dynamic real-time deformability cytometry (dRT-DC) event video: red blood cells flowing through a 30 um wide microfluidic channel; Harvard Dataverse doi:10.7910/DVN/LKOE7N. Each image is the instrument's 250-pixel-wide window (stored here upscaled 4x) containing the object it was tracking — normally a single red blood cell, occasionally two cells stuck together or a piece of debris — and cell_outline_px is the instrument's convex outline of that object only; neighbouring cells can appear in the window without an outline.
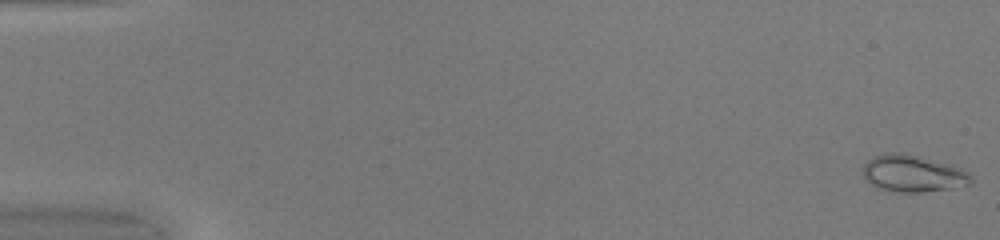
{"species": "common noctule bat (a hibernating species)", "species_latin": "Nyctalus noctula", "temperature_condition": "warm", "stored_images_in_passage": 50, "camera_frame_rate_fps": 3000, "um_per_image_px": 0.085, "animal": {"sex": "female", "body_mass_g": 20.0, "forearm_length_mm": 54.0}, "frame": {"image": 1, "passage_image": 1, "time_ms": 0.0, "image_size_px": [1000, 240], "cell_outline_px": [[972, 184], [948, 188], [920, 192], [896, 192], [876, 188], [864, 176], [864, 164], [868, 160], [876, 156], [888, 152], [900, 152], [952, 164], [960, 168], [972, 176]], "centroid_in_image_um": [77.6, 14.75], "position_along_channel_um": 7.4, "area_um2": 23.0}}
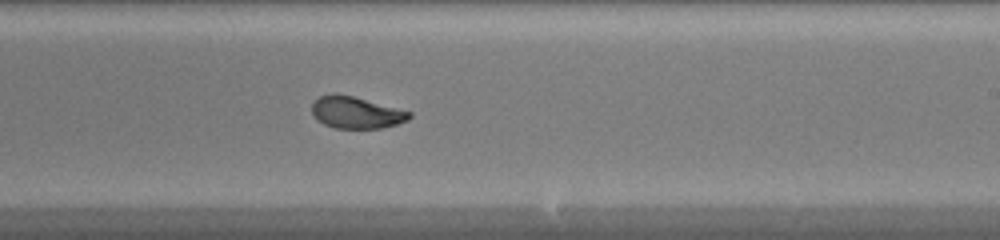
{"frame": {"image": 2, "passage_image": 31, "time_ms": 10.0, "image_size_px": [1000, 240], "cell_outline_px": [[412, 116], [408, 120], [396, 124], [380, 128], [336, 128], [324, 124], [316, 120], [312, 112], [312, 104], [320, 96], [332, 92], [352, 96], [412, 112]], "centroid_in_image_um": [30.25, 9.56], "position_along_channel_um": 258.8, "area_um2": 17.98}}
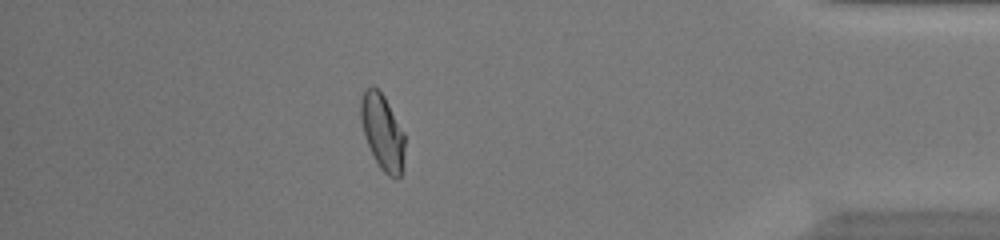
{"frame": {"image": 3, "passage_image": 44, "time_ms": 14.333, "image_size_px": [1000, 240], "cell_outline_px": [[404, 156], [400, 176], [396, 180], [388, 176], [380, 168], [364, 136], [360, 120], [360, 100], [364, 92], [372, 84], [384, 96], [404, 132]], "centroid_in_image_um": [32.5, 11.22], "position_along_channel_um": 402.7, "area_um2": 19.31}, "authors_computed_cell_mechanics": {"area_um2": 19.3052, "velocity_mm_per_s": 4.2195, "shape_relaxation_time_tau1_ms": 4.6463, "shape_relaxation_time_tau2_ms": null, "deformation_change_tau1": 0.2163, "deformation_change_tau2": null}}